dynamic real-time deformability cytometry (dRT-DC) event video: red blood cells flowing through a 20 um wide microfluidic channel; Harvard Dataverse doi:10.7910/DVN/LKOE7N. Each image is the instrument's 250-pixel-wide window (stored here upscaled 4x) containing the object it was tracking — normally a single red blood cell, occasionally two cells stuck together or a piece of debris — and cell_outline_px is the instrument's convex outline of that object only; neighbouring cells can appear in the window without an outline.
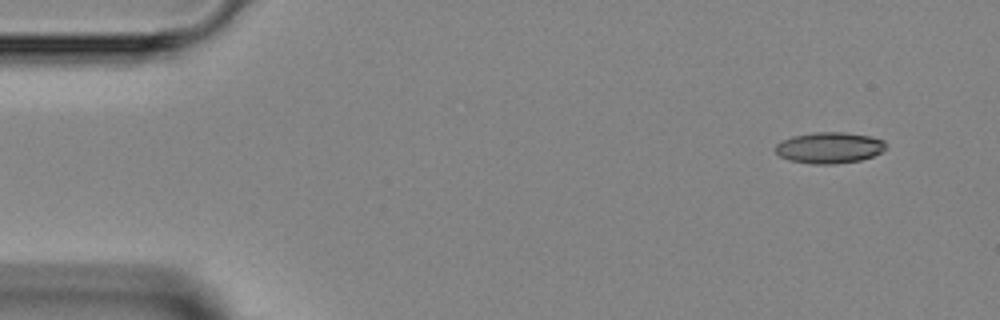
{"species": "Egyptian fruit bat (a non-hibernating species)", "species_latin": "Rousettus aegyptiacus", "temperature_condition": "room temperature", "stored_images_in_passage": 4, "camera_frame_rate_fps": 3000, "um_per_image_px": 0.085, "animal": {"sex": "female"}, "frame": {"image": 1, "passage_image": 1, "time_ms": 0.0, "image_size_px": [1000, 320], "cell_outline_px": [[884, 148], [880, 152], [872, 156], [860, 160], [832, 164], [812, 164], [788, 160], [780, 156], [776, 152], [776, 144], [792, 136], [816, 132], [844, 132], [868, 136], [884, 140]], "centroid_in_image_um": [70.46, 12.56], "position_along_channel_um": 14.5, "area_um2": 19.77}}
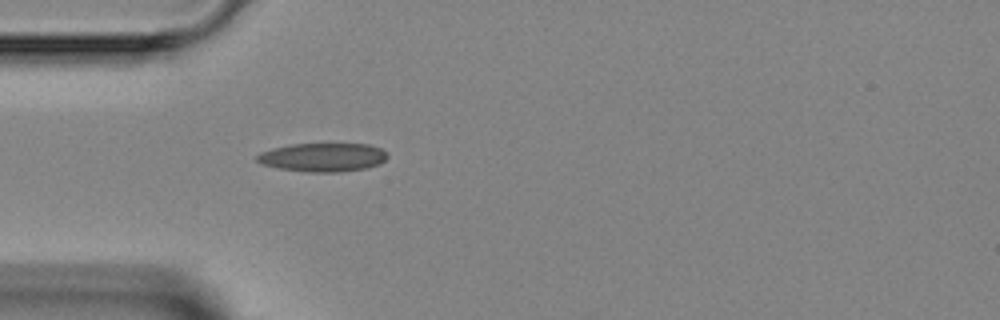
{"frame": {"image": 2, "passage_image": 4, "time_ms": 3.333, "image_size_px": [1000, 320], "cell_outline_px": [[388, 156], [380, 164], [364, 168], [340, 172], [304, 172], [280, 168], [264, 164], [256, 160], [256, 156], [260, 152], [272, 148], [292, 144], [368, 144], [380, 148], [388, 152]], "centroid_in_image_um": [27.46, 13.37], "position_along_channel_um": 57.5, "area_um2": 21.73}}